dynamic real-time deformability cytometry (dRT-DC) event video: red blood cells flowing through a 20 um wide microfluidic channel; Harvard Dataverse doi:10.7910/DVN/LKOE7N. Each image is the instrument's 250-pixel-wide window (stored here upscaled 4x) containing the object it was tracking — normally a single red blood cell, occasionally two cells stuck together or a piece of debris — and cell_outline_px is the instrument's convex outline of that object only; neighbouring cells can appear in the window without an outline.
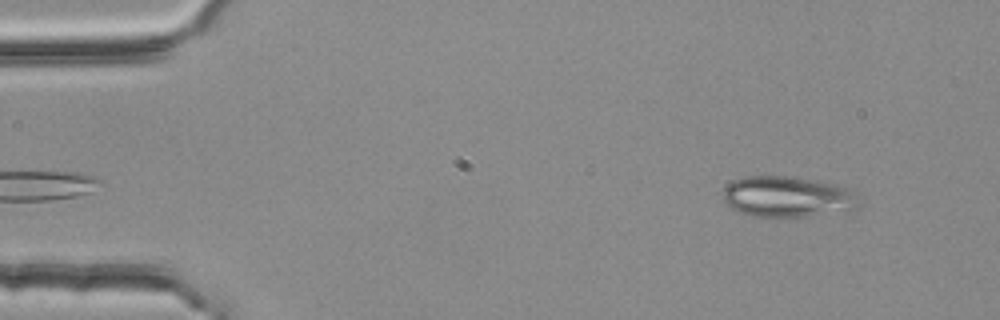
{"species": "common noctule bat (a hibernating species)", "species_latin": "Nyctalus noctula", "temperature_condition": "room temperature", "stored_images_in_passage": 54, "camera_frame_rate_fps": 3000, "um_per_image_px": 0.085, "animal": {"sex": "female", "body_mass_g": 25.1}, "frame": {"image": 1, "passage_image": 5, "time_ms": 1.333, "image_size_px": [1000, 320], "cell_outline_px": [[860, 208], [804, 216], [756, 216], [740, 212], [732, 208], [724, 200], [724, 188], [732, 180], [744, 176], [788, 176], [816, 180], [848, 188], [856, 192], [860, 204]], "centroid_in_image_um": [66.95, 16.7], "position_along_channel_um": 18.1, "area_um2": 32.08}}
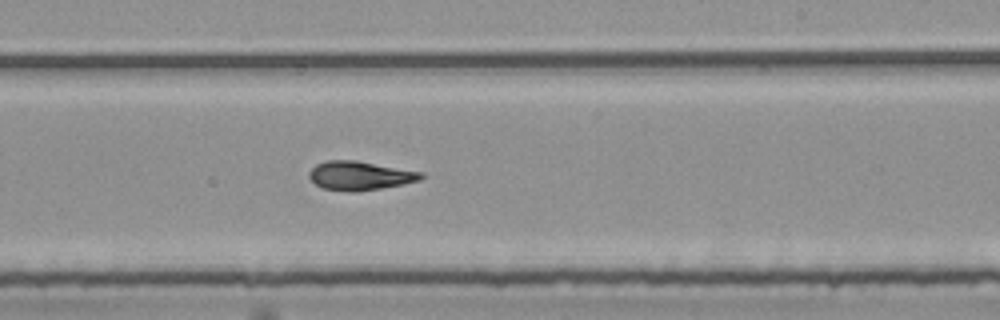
{"frame": {"image": 2, "passage_image": 32, "time_ms": 10.333, "image_size_px": [1000, 320], "cell_outline_px": [[424, 176], [420, 180], [404, 184], [356, 192], [352, 192], [324, 188], [316, 184], [308, 176], [308, 172], [316, 164], [328, 160], [356, 160], [424, 172]], "centroid_in_image_um": [30.61, 14.92], "position_along_channel_um": 258.4, "area_um2": 18.84}}
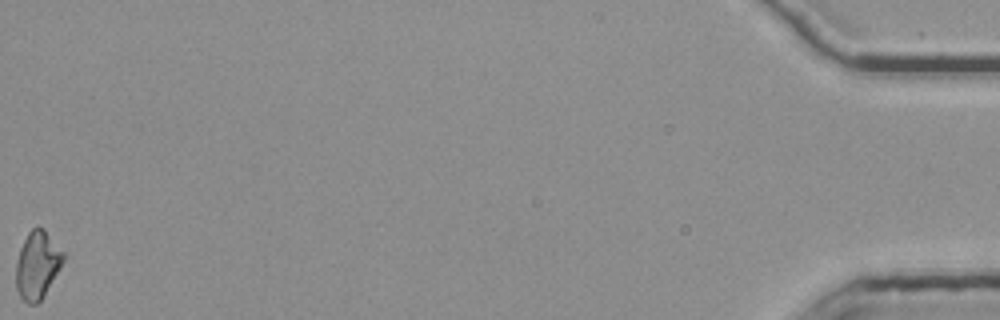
{"frame": {"image": 3, "passage_image": 54, "time_ms": 17.667, "image_size_px": [1000, 320], "cell_outline_px": [[64, 260], [60, 268], [44, 296], [36, 304], [28, 304], [20, 296], [16, 288], [16, 264], [20, 248], [28, 232], [32, 228], [44, 228], [64, 252]], "centroid_in_image_um": [3.18, 22.53], "position_along_channel_um": 432.0, "area_um2": 18.55}, "authors_computed_cell_mechanics": {"area_um2": 18.6983, "velocity_mm_per_s": 3.7643, "shape_relaxation_time_tau1_ms": null, "shape_relaxation_time_tau2_ms": 3.5696, "deformation_change_tau1": null, "deformation_change_tau2": 0.1141}}